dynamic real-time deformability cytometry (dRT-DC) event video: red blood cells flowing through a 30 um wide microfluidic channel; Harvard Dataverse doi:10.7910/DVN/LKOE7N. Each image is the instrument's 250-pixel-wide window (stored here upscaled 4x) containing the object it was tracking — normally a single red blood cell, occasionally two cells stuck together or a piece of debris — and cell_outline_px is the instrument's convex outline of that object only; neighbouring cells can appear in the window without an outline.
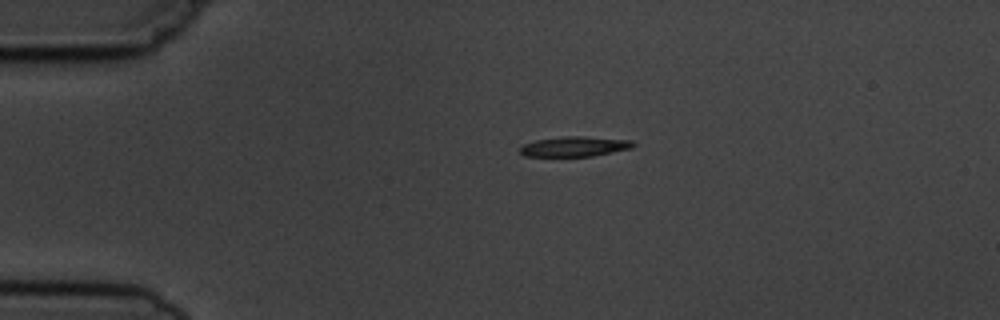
{"species": "common noctule bat (a hibernating species)", "species_latin": "Nyctalus noctula", "temperature_condition": "cold", "stored_images_in_passage": 3, "camera_frame_rate_fps": 3000, "um_per_image_px": 0.085, "animal": {"sex": "male", "body_mass_g": 19.5, "forearm_length_mm": 54.6}, "frame": {"image": 1, "passage_image": 1, "time_ms": 0.0, "image_size_px": [1000, 320], "cell_outline_px": [[636, 144], [632, 148], [592, 156], [524, 156], [520, 152], [520, 148], [524, 144], [536, 140], [564, 136], [584, 136], [632, 140]], "centroid_in_image_um": [48.86, 12.44], "position_along_channel_um": 36.1, "area_um2": 13.18}}
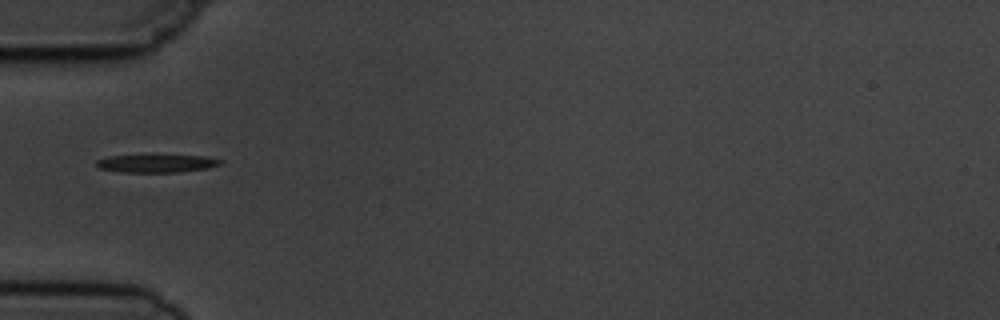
{"frame": {"image": 2, "passage_image": 3, "time_ms": 2.0, "image_size_px": [1000, 320], "cell_outline_px": [[224, 160], [220, 164], [208, 168], [176, 172], [120, 172], [100, 168], [96, 164], [96, 160], [108, 156], [204, 156]], "centroid_in_image_um": [13.31, 13.9], "position_along_channel_um": 71.7, "area_um2": 12.6}}